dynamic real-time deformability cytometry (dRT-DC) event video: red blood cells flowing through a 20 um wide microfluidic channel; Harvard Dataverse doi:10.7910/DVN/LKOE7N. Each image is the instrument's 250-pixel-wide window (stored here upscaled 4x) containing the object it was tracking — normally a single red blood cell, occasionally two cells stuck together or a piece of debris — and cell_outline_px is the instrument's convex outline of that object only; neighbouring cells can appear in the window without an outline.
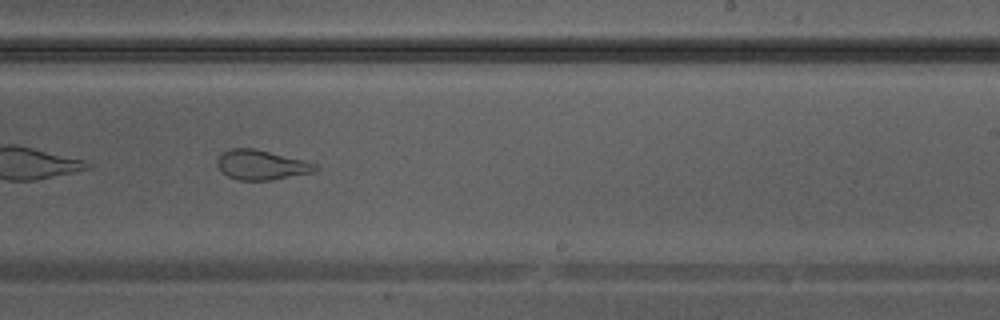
{"species": "Egyptian fruit bat (a non-hibernating species)", "species_latin": "Rousettus aegyptiacus", "temperature_condition": "warm", "stored_images_in_passage": 30, "camera_frame_rate_fps": 3000, "um_per_image_px": 0.085, "animal": {"sex": "male"}, "frame": {"image": 1, "passage_image": 25, "time_ms": 8.0, "image_size_px": [1000, 320], "cell_outline_px": [[320, 168], [312, 172], [272, 180], [236, 180], [228, 176], [216, 164], [216, 160], [224, 152], [232, 148], [256, 148], [304, 160], [316, 164]], "centroid_in_image_um": [22.23, 14.01], "position_along_channel_um": 266.8, "area_um2": 16.94}}